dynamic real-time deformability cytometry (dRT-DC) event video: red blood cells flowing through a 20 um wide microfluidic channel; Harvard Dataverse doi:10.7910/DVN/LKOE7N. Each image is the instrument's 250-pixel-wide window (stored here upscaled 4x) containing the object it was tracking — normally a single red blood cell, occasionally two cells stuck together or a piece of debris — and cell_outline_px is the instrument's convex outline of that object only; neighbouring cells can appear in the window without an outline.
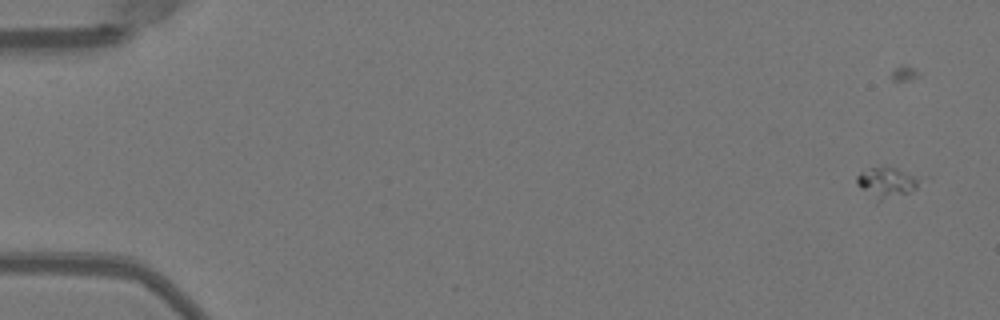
{"species": "Egyptian fruit bat (a non-hibernating species)", "species_latin": "Rousettus aegyptiacus", "temperature_condition": "warm", "stored_images_in_passage": 14, "camera_frame_rate_fps": 3000, "um_per_image_px": 0.085, "animal": {"sex": "female"}, "frame": {"image": 1, "passage_image": 4, "time_ms": 1.0, "image_size_px": [1000, 320], "cell_outline_px": [[916, 188], [908, 192], [876, 204], [856, 184], [856, 176], [860, 172], [872, 168], [888, 164], [912, 176], [916, 180]], "centroid_in_image_um": [75.22, 15.54], "position_along_channel_um": 9.8, "area_um2": 11.21}}